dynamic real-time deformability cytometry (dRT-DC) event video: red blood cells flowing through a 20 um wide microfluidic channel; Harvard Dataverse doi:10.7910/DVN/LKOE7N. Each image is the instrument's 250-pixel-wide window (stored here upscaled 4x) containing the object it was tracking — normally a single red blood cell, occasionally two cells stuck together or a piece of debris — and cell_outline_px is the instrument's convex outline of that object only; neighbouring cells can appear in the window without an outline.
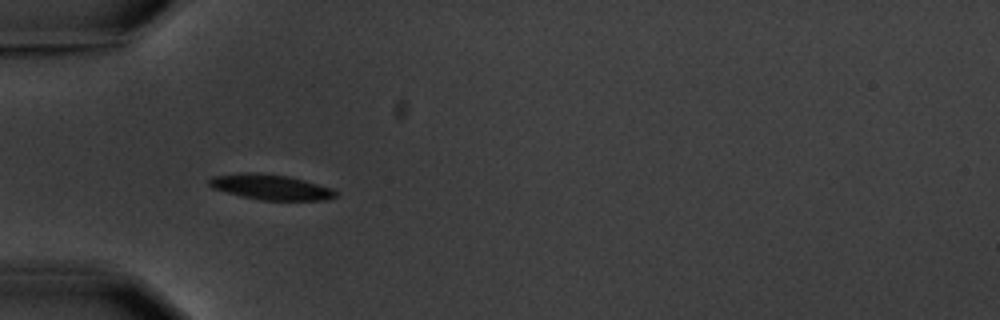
{"species": "common noctule bat (a hibernating species)", "species_latin": "Nyctalus noctula", "temperature_condition": "warm", "stored_images_in_passage": 6, "camera_frame_rate_fps": 3000, "um_per_image_px": 0.085, "animal": {"sex": "male", "body_mass_g": 20.1, "forearm_length_mm": 53.5}, "frame": {"image": 1, "passage_image": 2, "time_ms": 1.0, "image_size_px": [1000, 320], "cell_outline_px": [[340, 192], [336, 196], [328, 200], [260, 200], [240, 196], [212, 188], [208, 184], [208, 180], [212, 176], [236, 172], [260, 172], [288, 176], [304, 180], [332, 188]], "centroid_in_image_um": [23.0, 15.89], "position_along_channel_um": 62.0, "area_um2": 19.02}}